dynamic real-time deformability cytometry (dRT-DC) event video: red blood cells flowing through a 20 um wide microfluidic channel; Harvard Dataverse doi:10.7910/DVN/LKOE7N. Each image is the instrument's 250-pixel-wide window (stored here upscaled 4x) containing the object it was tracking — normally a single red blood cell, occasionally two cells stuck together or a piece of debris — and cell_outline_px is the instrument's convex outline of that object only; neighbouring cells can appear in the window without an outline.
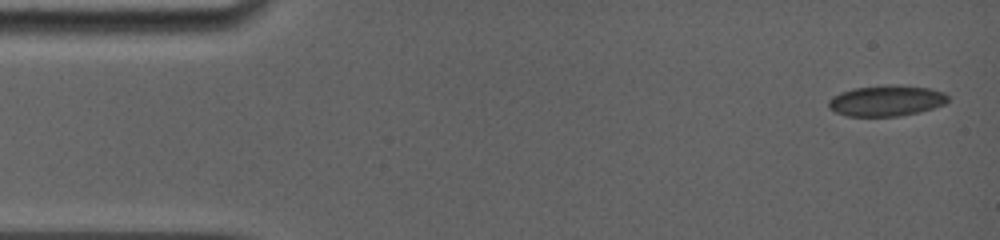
{"species": "common noctule bat (a hibernating species)", "species_latin": "Nyctalus noctula", "temperature_condition": "room temperature", "stored_images_in_passage": 4, "camera_frame_rate_fps": 5000, "um_per_image_px": 0.085, "animal": {"sex": "female", "body_mass_g": 19.0, "forearm_length_mm": 56.7}, "frame": {"image": 1, "passage_image": 1, "time_ms": 0.0, "image_size_px": [1000, 240], "cell_outline_px": [[948, 100], [944, 104], [932, 108], [900, 116], [848, 116], [836, 112], [828, 108], [828, 100], [832, 96], [840, 92], [852, 88], [928, 88], [944, 92], [948, 96]], "centroid_in_image_um": [75.27, 8.61], "position_along_channel_um": 9.7, "area_um2": 20.35}}